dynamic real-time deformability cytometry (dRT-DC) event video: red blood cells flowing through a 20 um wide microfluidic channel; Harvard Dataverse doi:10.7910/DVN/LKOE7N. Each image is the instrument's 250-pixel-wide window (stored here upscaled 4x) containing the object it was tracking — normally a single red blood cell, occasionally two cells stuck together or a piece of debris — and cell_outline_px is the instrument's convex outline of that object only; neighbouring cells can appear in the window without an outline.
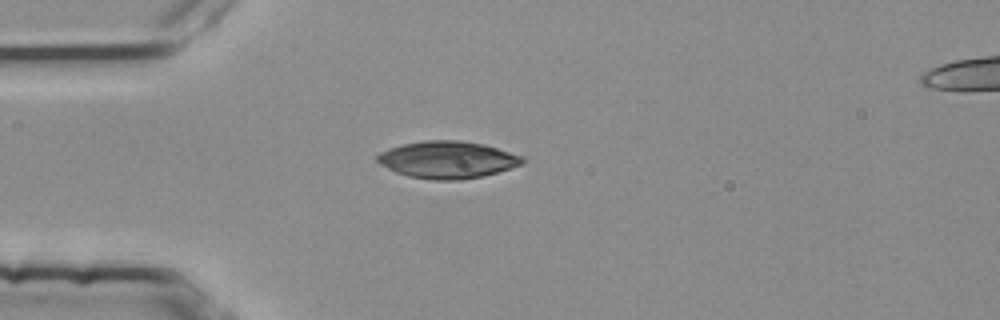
{"species": "common noctule bat (a hibernating species)", "species_latin": "Nyctalus noctula", "temperature_condition": "room temperature", "stored_images_in_passage": 1, "camera_frame_rate_fps": 3000, "um_per_image_px": 0.085, "animal": {"sex": "female", "body_mass_g": 25.1}, "frame": {"image": 1, "passage_image": 1, "time_ms": 0.0, "image_size_px": [1000, 320], "cell_outline_px": [[524, 160], [520, 164], [484, 176], [460, 180], [432, 180], [408, 176], [396, 172], [380, 164], [376, 160], [376, 156], [380, 152], [388, 148], [404, 144], [424, 140], [460, 140], [484, 144], [524, 156]], "centroid_in_image_um": [38.01, 13.57], "position_along_channel_um": 47.0, "area_um2": 31.33}}